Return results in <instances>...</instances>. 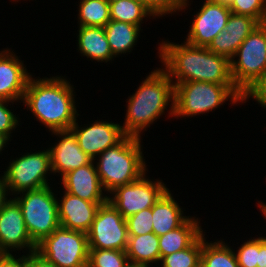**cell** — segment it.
<instances>
[{
  "label": "cell",
  "mask_w": 266,
  "mask_h": 267,
  "mask_svg": "<svg viewBox=\"0 0 266 267\" xmlns=\"http://www.w3.org/2000/svg\"><path fill=\"white\" fill-rule=\"evenodd\" d=\"M158 45L157 53L161 68L174 85L192 81L234 84L230 61L207 47L194 46L186 41L179 44L166 39Z\"/></svg>",
  "instance_id": "cell-1"
},
{
  "label": "cell",
  "mask_w": 266,
  "mask_h": 267,
  "mask_svg": "<svg viewBox=\"0 0 266 267\" xmlns=\"http://www.w3.org/2000/svg\"><path fill=\"white\" fill-rule=\"evenodd\" d=\"M73 86L66 76L37 78L32 75L25 90L23 106L49 132L70 130L80 115Z\"/></svg>",
  "instance_id": "cell-2"
},
{
  "label": "cell",
  "mask_w": 266,
  "mask_h": 267,
  "mask_svg": "<svg viewBox=\"0 0 266 267\" xmlns=\"http://www.w3.org/2000/svg\"><path fill=\"white\" fill-rule=\"evenodd\" d=\"M140 83L135 93L126 99L125 121L121 125L126 136L137 138H142L144 131L168 109L169 117H174V84L167 73L160 67L156 68Z\"/></svg>",
  "instance_id": "cell-3"
},
{
  "label": "cell",
  "mask_w": 266,
  "mask_h": 267,
  "mask_svg": "<svg viewBox=\"0 0 266 267\" xmlns=\"http://www.w3.org/2000/svg\"><path fill=\"white\" fill-rule=\"evenodd\" d=\"M142 140L143 138L125 136L93 160L101 185L107 194L119 186L137 180L149 171L144 159Z\"/></svg>",
  "instance_id": "cell-4"
},
{
  "label": "cell",
  "mask_w": 266,
  "mask_h": 267,
  "mask_svg": "<svg viewBox=\"0 0 266 267\" xmlns=\"http://www.w3.org/2000/svg\"><path fill=\"white\" fill-rule=\"evenodd\" d=\"M243 94L234 84H215L202 81L174 85V118L196 117L214 112L230 101L229 105H242Z\"/></svg>",
  "instance_id": "cell-5"
},
{
  "label": "cell",
  "mask_w": 266,
  "mask_h": 267,
  "mask_svg": "<svg viewBox=\"0 0 266 267\" xmlns=\"http://www.w3.org/2000/svg\"><path fill=\"white\" fill-rule=\"evenodd\" d=\"M50 186L53 185L13 196L21 208L27 232L36 245L61 226L57 207L58 194Z\"/></svg>",
  "instance_id": "cell-6"
},
{
  "label": "cell",
  "mask_w": 266,
  "mask_h": 267,
  "mask_svg": "<svg viewBox=\"0 0 266 267\" xmlns=\"http://www.w3.org/2000/svg\"><path fill=\"white\" fill-rule=\"evenodd\" d=\"M266 70V23L259 24L230 60L231 78L244 94Z\"/></svg>",
  "instance_id": "cell-7"
},
{
  "label": "cell",
  "mask_w": 266,
  "mask_h": 267,
  "mask_svg": "<svg viewBox=\"0 0 266 267\" xmlns=\"http://www.w3.org/2000/svg\"><path fill=\"white\" fill-rule=\"evenodd\" d=\"M20 155H16L13 160L10 159L7 168L1 173L11 197L51 185L48 181L52 179H48V176L53 173L48 147L46 150L30 151Z\"/></svg>",
  "instance_id": "cell-8"
},
{
  "label": "cell",
  "mask_w": 266,
  "mask_h": 267,
  "mask_svg": "<svg viewBox=\"0 0 266 267\" xmlns=\"http://www.w3.org/2000/svg\"><path fill=\"white\" fill-rule=\"evenodd\" d=\"M36 252L57 267H87L88 237L84 232L60 226L37 244Z\"/></svg>",
  "instance_id": "cell-9"
},
{
  "label": "cell",
  "mask_w": 266,
  "mask_h": 267,
  "mask_svg": "<svg viewBox=\"0 0 266 267\" xmlns=\"http://www.w3.org/2000/svg\"><path fill=\"white\" fill-rule=\"evenodd\" d=\"M168 189L162 179H150L147 171L137 180L111 191L108 194V201L126 219L151 208Z\"/></svg>",
  "instance_id": "cell-10"
},
{
  "label": "cell",
  "mask_w": 266,
  "mask_h": 267,
  "mask_svg": "<svg viewBox=\"0 0 266 267\" xmlns=\"http://www.w3.org/2000/svg\"><path fill=\"white\" fill-rule=\"evenodd\" d=\"M87 237L89 249L126 251L129 239L126 220L107 201L98 207Z\"/></svg>",
  "instance_id": "cell-11"
},
{
  "label": "cell",
  "mask_w": 266,
  "mask_h": 267,
  "mask_svg": "<svg viewBox=\"0 0 266 267\" xmlns=\"http://www.w3.org/2000/svg\"><path fill=\"white\" fill-rule=\"evenodd\" d=\"M202 2L199 11L192 15L193 22H190L185 41L194 46L208 47L212 40L225 29L232 12L228 6L219 3L210 0Z\"/></svg>",
  "instance_id": "cell-12"
},
{
  "label": "cell",
  "mask_w": 266,
  "mask_h": 267,
  "mask_svg": "<svg viewBox=\"0 0 266 267\" xmlns=\"http://www.w3.org/2000/svg\"><path fill=\"white\" fill-rule=\"evenodd\" d=\"M36 248L27 232L21 208L12 197L0 211V253L13 254L22 250V253L30 254Z\"/></svg>",
  "instance_id": "cell-13"
},
{
  "label": "cell",
  "mask_w": 266,
  "mask_h": 267,
  "mask_svg": "<svg viewBox=\"0 0 266 267\" xmlns=\"http://www.w3.org/2000/svg\"><path fill=\"white\" fill-rule=\"evenodd\" d=\"M78 119L70 130L75 135L79 147L94 160L107 148L115 146L126 135L123 133L120 123L110 120H95L93 123L78 124ZM80 125V126H79Z\"/></svg>",
  "instance_id": "cell-14"
},
{
  "label": "cell",
  "mask_w": 266,
  "mask_h": 267,
  "mask_svg": "<svg viewBox=\"0 0 266 267\" xmlns=\"http://www.w3.org/2000/svg\"><path fill=\"white\" fill-rule=\"evenodd\" d=\"M10 48L0 51V99L22 103L32 73Z\"/></svg>",
  "instance_id": "cell-15"
},
{
  "label": "cell",
  "mask_w": 266,
  "mask_h": 267,
  "mask_svg": "<svg viewBox=\"0 0 266 267\" xmlns=\"http://www.w3.org/2000/svg\"><path fill=\"white\" fill-rule=\"evenodd\" d=\"M57 137L54 145H49L51 169L53 176L60 179L68 172L89 164L92 159L79 147L78 141L71 130L53 131Z\"/></svg>",
  "instance_id": "cell-16"
},
{
  "label": "cell",
  "mask_w": 266,
  "mask_h": 267,
  "mask_svg": "<svg viewBox=\"0 0 266 267\" xmlns=\"http://www.w3.org/2000/svg\"><path fill=\"white\" fill-rule=\"evenodd\" d=\"M60 180L58 184H62L61 190L74 196L94 203L108 201V194L101 185L93 160L85 166L68 172Z\"/></svg>",
  "instance_id": "cell-17"
},
{
  "label": "cell",
  "mask_w": 266,
  "mask_h": 267,
  "mask_svg": "<svg viewBox=\"0 0 266 267\" xmlns=\"http://www.w3.org/2000/svg\"><path fill=\"white\" fill-rule=\"evenodd\" d=\"M57 198L60 225L63 228L88 233L98 207L104 203H94L66 191Z\"/></svg>",
  "instance_id": "cell-18"
},
{
  "label": "cell",
  "mask_w": 266,
  "mask_h": 267,
  "mask_svg": "<svg viewBox=\"0 0 266 267\" xmlns=\"http://www.w3.org/2000/svg\"><path fill=\"white\" fill-rule=\"evenodd\" d=\"M258 25L259 23L252 17L231 13L225 29L212 40L207 48L230 61L241 43Z\"/></svg>",
  "instance_id": "cell-19"
},
{
  "label": "cell",
  "mask_w": 266,
  "mask_h": 267,
  "mask_svg": "<svg viewBox=\"0 0 266 267\" xmlns=\"http://www.w3.org/2000/svg\"><path fill=\"white\" fill-rule=\"evenodd\" d=\"M77 32V51L82 57L100 63H110L116 58L110 49L104 27L78 26Z\"/></svg>",
  "instance_id": "cell-20"
},
{
  "label": "cell",
  "mask_w": 266,
  "mask_h": 267,
  "mask_svg": "<svg viewBox=\"0 0 266 267\" xmlns=\"http://www.w3.org/2000/svg\"><path fill=\"white\" fill-rule=\"evenodd\" d=\"M175 199L168 189L151 207L153 233L158 237L178 228L190 217Z\"/></svg>",
  "instance_id": "cell-21"
},
{
  "label": "cell",
  "mask_w": 266,
  "mask_h": 267,
  "mask_svg": "<svg viewBox=\"0 0 266 267\" xmlns=\"http://www.w3.org/2000/svg\"><path fill=\"white\" fill-rule=\"evenodd\" d=\"M200 218L190 216L181 226L159 236L160 259L188 248L203 232Z\"/></svg>",
  "instance_id": "cell-22"
},
{
  "label": "cell",
  "mask_w": 266,
  "mask_h": 267,
  "mask_svg": "<svg viewBox=\"0 0 266 267\" xmlns=\"http://www.w3.org/2000/svg\"><path fill=\"white\" fill-rule=\"evenodd\" d=\"M104 28L110 49L115 57L123 54L125 56L126 53L128 55L135 50L134 46L137 45L141 36L140 32L143 30L137 25L115 20H110Z\"/></svg>",
  "instance_id": "cell-23"
},
{
  "label": "cell",
  "mask_w": 266,
  "mask_h": 267,
  "mask_svg": "<svg viewBox=\"0 0 266 267\" xmlns=\"http://www.w3.org/2000/svg\"><path fill=\"white\" fill-rule=\"evenodd\" d=\"M126 254L129 262L157 266L160 262L159 237L153 232L129 236Z\"/></svg>",
  "instance_id": "cell-24"
},
{
  "label": "cell",
  "mask_w": 266,
  "mask_h": 267,
  "mask_svg": "<svg viewBox=\"0 0 266 267\" xmlns=\"http://www.w3.org/2000/svg\"><path fill=\"white\" fill-rule=\"evenodd\" d=\"M205 233L200 267H239L233 247L227 241L225 243L224 239L208 242Z\"/></svg>",
  "instance_id": "cell-25"
},
{
  "label": "cell",
  "mask_w": 266,
  "mask_h": 267,
  "mask_svg": "<svg viewBox=\"0 0 266 267\" xmlns=\"http://www.w3.org/2000/svg\"><path fill=\"white\" fill-rule=\"evenodd\" d=\"M111 20L141 27L144 20L155 19L141 0H119L109 3Z\"/></svg>",
  "instance_id": "cell-26"
},
{
  "label": "cell",
  "mask_w": 266,
  "mask_h": 267,
  "mask_svg": "<svg viewBox=\"0 0 266 267\" xmlns=\"http://www.w3.org/2000/svg\"><path fill=\"white\" fill-rule=\"evenodd\" d=\"M78 4V26L105 27L111 20L107 0H80Z\"/></svg>",
  "instance_id": "cell-27"
},
{
  "label": "cell",
  "mask_w": 266,
  "mask_h": 267,
  "mask_svg": "<svg viewBox=\"0 0 266 267\" xmlns=\"http://www.w3.org/2000/svg\"><path fill=\"white\" fill-rule=\"evenodd\" d=\"M203 233L188 247L163 256L157 267H200Z\"/></svg>",
  "instance_id": "cell-28"
},
{
  "label": "cell",
  "mask_w": 266,
  "mask_h": 267,
  "mask_svg": "<svg viewBox=\"0 0 266 267\" xmlns=\"http://www.w3.org/2000/svg\"><path fill=\"white\" fill-rule=\"evenodd\" d=\"M128 262L126 251L89 249L87 267H125Z\"/></svg>",
  "instance_id": "cell-29"
},
{
  "label": "cell",
  "mask_w": 266,
  "mask_h": 267,
  "mask_svg": "<svg viewBox=\"0 0 266 267\" xmlns=\"http://www.w3.org/2000/svg\"><path fill=\"white\" fill-rule=\"evenodd\" d=\"M191 1L190 0H142L146 9L153 15L155 19L160 17L162 19V17L164 18V16L166 17V15L170 16L169 14H171L172 16L173 14L178 13L179 15L180 11L185 12L186 9L188 10V7L190 9Z\"/></svg>",
  "instance_id": "cell-30"
},
{
  "label": "cell",
  "mask_w": 266,
  "mask_h": 267,
  "mask_svg": "<svg viewBox=\"0 0 266 267\" xmlns=\"http://www.w3.org/2000/svg\"><path fill=\"white\" fill-rule=\"evenodd\" d=\"M232 13L254 18L259 24L266 23V0H232Z\"/></svg>",
  "instance_id": "cell-31"
},
{
  "label": "cell",
  "mask_w": 266,
  "mask_h": 267,
  "mask_svg": "<svg viewBox=\"0 0 266 267\" xmlns=\"http://www.w3.org/2000/svg\"><path fill=\"white\" fill-rule=\"evenodd\" d=\"M128 235L138 236L153 232L152 208L144 209L126 219Z\"/></svg>",
  "instance_id": "cell-32"
},
{
  "label": "cell",
  "mask_w": 266,
  "mask_h": 267,
  "mask_svg": "<svg viewBox=\"0 0 266 267\" xmlns=\"http://www.w3.org/2000/svg\"><path fill=\"white\" fill-rule=\"evenodd\" d=\"M17 103L18 102L15 103L14 101L11 100L0 99V134L7 135L10 139L13 138L12 133L16 132L15 129L17 128L16 130H18V126L21 125L19 124L21 122L20 117L18 116L17 113L14 114L15 111L12 110L13 105L14 104L18 105Z\"/></svg>",
  "instance_id": "cell-33"
},
{
  "label": "cell",
  "mask_w": 266,
  "mask_h": 267,
  "mask_svg": "<svg viewBox=\"0 0 266 267\" xmlns=\"http://www.w3.org/2000/svg\"><path fill=\"white\" fill-rule=\"evenodd\" d=\"M253 238V239H252ZM239 267H257L258 263V235L243 242L237 250L234 249Z\"/></svg>",
  "instance_id": "cell-34"
},
{
  "label": "cell",
  "mask_w": 266,
  "mask_h": 267,
  "mask_svg": "<svg viewBox=\"0 0 266 267\" xmlns=\"http://www.w3.org/2000/svg\"><path fill=\"white\" fill-rule=\"evenodd\" d=\"M249 98L255 100L263 109L266 108V70L243 94L242 105L251 100Z\"/></svg>",
  "instance_id": "cell-35"
},
{
  "label": "cell",
  "mask_w": 266,
  "mask_h": 267,
  "mask_svg": "<svg viewBox=\"0 0 266 267\" xmlns=\"http://www.w3.org/2000/svg\"><path fill=\"white\" fill-rule=\"evenodd\" d=\"M0 267H26L25 253L19 256H16V253H1Z\"/></svg>",
  "instance_id": "cell-36"
},
{
  "label": "cell",
  "mask_w": 266,
  "mask_h": 267,
  "mask_svg": "<svg viewBox=\"0 0 266 267\" xmlns=\"http://www.w3.org/2000/svg\"><path fill=\"white\" fill-rule=\"evenodd\" d=\"M26 267H57L55 264L48 262L36 251L26 254Z\"/></svg>",
  "instance_id": "cell-37"
},
{
  "label": "cell",
  "mask_w": 266,
  "mask_h": 267,
  "mask_svg": "<svg viewBox=\"0 0 266 267\" xmlns=\"http://www.w3.org/2000/svg\"><path fill=\"white\" fill-rule=\"evenodd\" d=\"M258 263L257 267H266V237L258 234Z\"/></svg>",
  "instance_id": "cell-38"
},
{
  "label": "cell",
  "mask_w": 266,
  "mask_h": 267,
  "mask_svg": "<svg viewBox=\"0 0 266 267\" xmlns=\"http://www.w3.org/2000/svg\"><path fill=\"white\" fill-rule=\"evenodd\" d=\"M6 186L4 177L0 175V211L3 209L5 203L11 198Z\"/></svg>",
  "instance_id": "cell-39"
},
{
  "label": "cell",
  "mask_w": 266,
  "mask_h": 267,
  "mask_svg": "<svg viewBox=\"0 0 266 267\" xmlns=\"http://www.w3.org/2000/svg\"><path fill=\"white\" fill-rule=\"evenodd\" d=\"M11 140H13V139H10L7 135L0 134V154H1V156H2V153H3L2 151L6 147H8L7 144L10 145L9 141L11 142Z\"/></svg>",
  "instance_id": "cell-40"
},
{
  "label": "cell",
  "mask_w": 266,
  "mask_h": 267,
  "mask_svg": "<svg viewBox=\"0 0 266 267\" xmlns=\"http://www.w3.org/2000/svg\"><path fill=\"white\" fill-rule=\"evenodd\" d=\"M257 204V208H259L260 212L262 213L261 215H263V218L266 219V203L258 201Z\"/></svg>",
  "instance_id": "cell-41"
},
{
  "label": "cell",
  "mask_w": 266,
  "mask_h": 267,
  "mask_svg": "<svg viewBox=\"0 0 266 267\" xmlns=\"http://www.w3.org/2000/svg\"><path fill=\"white\" fill-rule=\"evenodd\" d=\"M212 2H216V3H219L221 5H225V6H230L232 0H210Z\"/></svg>",
  "instance_id": "cell-42"
},
{
  "label": "cell",
  "mask_w": 266,
  "mask_h": 267,
  "mask_svg": "<svg viewBox=\"0 0 266 267\" xmlns=\"http://www.w3.org/2000/svg\"><path fill=\"white\" fill-rule=\"evenodd\" d=\"M125 267H149L147 265L144 264H138V263H132V262H128Z\"/></svg>",
  "instance_id": "cell-43"
},
{
  "label": "cell",
  "mask_w": 266,
  "mask_h": 267,
  "mask_svg": "<svg viewBox=\"0 0 266 267\" xmlns=\"http://www.w3.org/2000/svg\"><path fill=\"white\" fill-rule=\"evenodd\" d=\"M109 3H112V2H116V1H119V0H107Z\"/></svg>",
  "instance_id": "cell-44"
},
{
  "label": "cell",
  "mask_w": 266,
  "mask_h": 267,
  "mask_svg": "<svg viewBox=\"0 0 266 267\" xmlns=\"http://www.w3.org/2000/svg\"><path fill=\"white\" fill-rule=\"evenodd\" d=\"M12 1H13V2H19L20 0H10V2H12Z\"/></svg>",
  "instance_id": "cell-45"
}]
</instances>
